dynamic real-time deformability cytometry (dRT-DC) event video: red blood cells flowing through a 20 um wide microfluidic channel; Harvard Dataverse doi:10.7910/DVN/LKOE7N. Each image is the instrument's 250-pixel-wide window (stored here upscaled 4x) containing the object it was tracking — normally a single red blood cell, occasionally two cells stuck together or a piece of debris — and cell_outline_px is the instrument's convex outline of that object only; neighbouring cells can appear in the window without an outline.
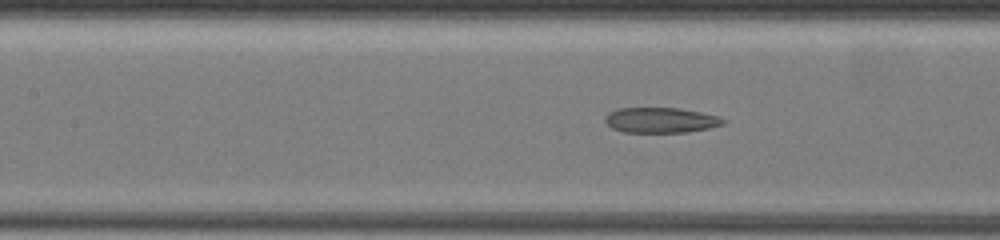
{"species": "common noctule bat (a hibernating species)", "species_latin": "Nyctalus noctula", "temperature_condition": "warm", "stored_images_in_passage": 25, "camera_frame_rate_fps": 3000, "um_per_image_px": 0.085, "animal": {"sex": "female", "body_mass_g": 19.5, "forearm_length_mm": 54.1}, "frame": {"image": 1, "passage_image": 9, "time_ms": 3.333, "image_size_px": [1000, 240], "cell_outline_px": [[728, 120], [724, 124], [708, 128], [688, 132], [624, 132], [612, 128], [604, 120], [604, 116], [608, 112], [616, 108], [680, 108], [720, 116]], "centroid_in_image_um": [56.17, 10.2], "position_along_channel_um": 151.2, "area_um2": 17.57}}
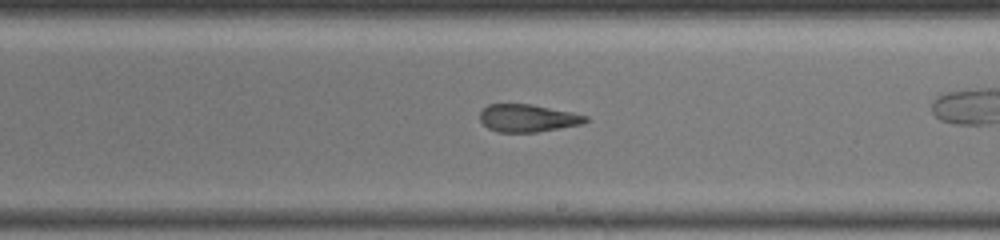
{"frame": {"image": 2, "passage_image": 15, "time_ms": 6.0, "image_size_px": [1000, 240], "cell_outline_px": [[588, 120], [584, 124], [536, 132], [496, 132], [488, 128], [480, 120], [480, 112], [488, 104], [532, 104], [572, 112], [588, 116]], "centroid_in_image_um": [44.87, 10.04], "position_along_channel_um": 244.1, "area_um2": 17.05}}
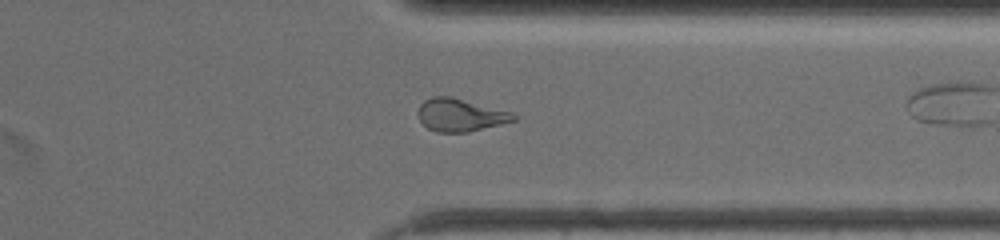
{"frame": {"image": 3, "passage_image": 24, "time_ms": 9.667, "image_size_px": [1000, 240], "cell_outline_px": [[516, 120], [468, 132], [436, 132], [428, 128], [420, 120], [416, 112], [420, 104], [424, 100], [432, 96], [448, 96], [512, 112], [516, 116]], "centroid_in_image_um": [39.08, 9.78], "position_along_channel_um": 372.3, "area_um2": 18.03}}